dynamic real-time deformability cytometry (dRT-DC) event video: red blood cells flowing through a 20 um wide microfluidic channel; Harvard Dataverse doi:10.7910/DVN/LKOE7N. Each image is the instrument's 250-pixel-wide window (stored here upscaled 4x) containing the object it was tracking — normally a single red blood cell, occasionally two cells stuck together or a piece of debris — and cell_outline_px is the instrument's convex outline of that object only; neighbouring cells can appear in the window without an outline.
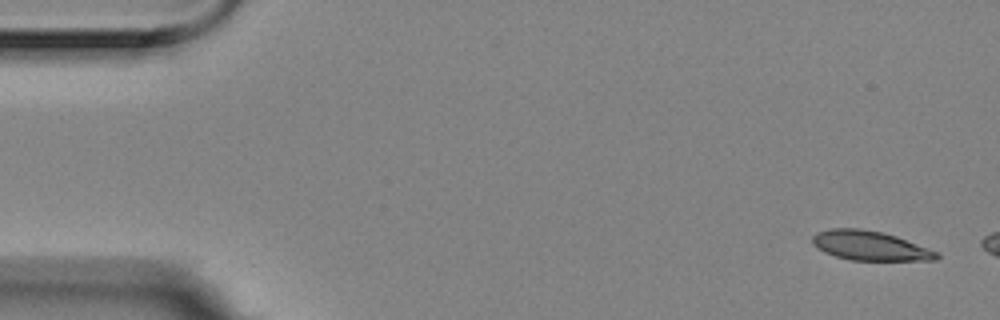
{"species": "Egyptian fruit bat (a non-hibernating species)", "species_latin": "Rousettus aegyptiacus", "temperature_condition": "room temperature", "stored_images_in_passage": 4, "camera_frame_rate_fps": 3000, "um_per_image_px": 0.085, "animal": {"sex": "female"}, "frame": {"image": 1, "passage_image": 1, "time_ms": 0.0, "image_size_px": [1000, 320], "cell_outline_px": [[940, 256], [936, 260], [852, 260], [836, 256], [824, 252], [812, 244], [812, 236], [816, 232], [832, 228], [860, 228], [880, 232], [896, 236], [936, 252]], "centroid_in_image_um": [73.88, 20.88], "position_along_channel_um": 11.1, "area_um2": 20.98}}